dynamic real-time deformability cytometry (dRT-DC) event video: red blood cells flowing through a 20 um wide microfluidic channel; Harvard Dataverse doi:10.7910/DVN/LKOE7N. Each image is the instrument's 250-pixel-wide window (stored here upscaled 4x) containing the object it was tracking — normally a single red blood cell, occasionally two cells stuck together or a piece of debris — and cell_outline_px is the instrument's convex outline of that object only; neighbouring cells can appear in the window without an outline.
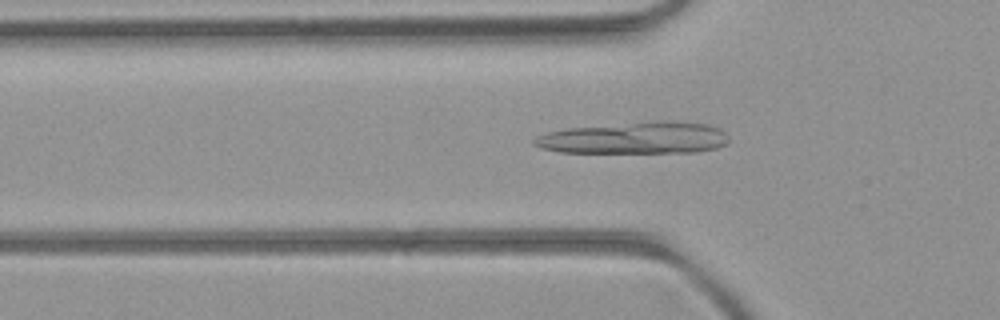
{"species": "common noctule bat (a hibernating species)", "species_latin": "Nyctalus noctula", "temperature_condition": "room temperature", "stored_images_in_passage": 50, "camera_frame_rate_fps": 3000, "um_per_image_px": 0.085, "animal": {"sex": "female", "body_mass_g": 21.9}, "frame": {"image": 1, "passage_image": 16, "time_ms": 5.0, "image_size_px": [1000, 320], "cell_outline_px": [[728, 144], [716, 148], [696, 152], [560, 152], [540, 148], [532, 144], [532, 140], [536, 136], [548, 132], [568, 128], [668, 120], [708, 124], [720, 128], [728, 136]], "centroid_in_image_um": [53.98, 11.73], "position_along_channel_um": 71.8, "area_um2": 36.01}}
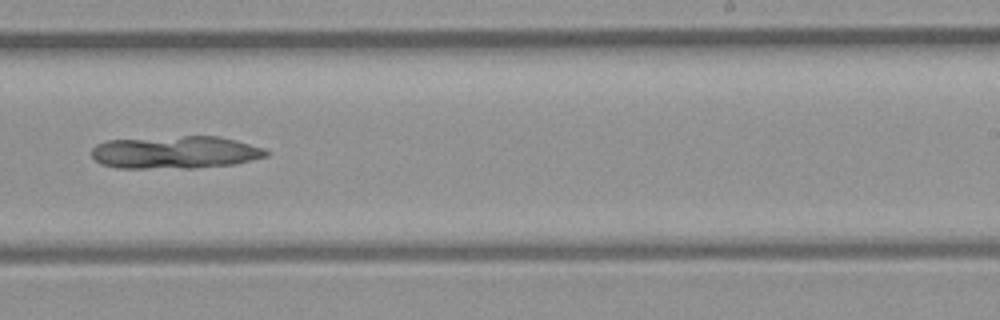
{"frame": {"image": 2, "passage_image": 31, "time_ms": 10.0, "image_size_px": [1000, 320], "cell_outline_px": [[272, 152], [268, 156], [236, 164], [196, 168], [116, 168], [100, 164], [92, 156], [92, 148], [96, 144], [104, 140], [184, 136], [220, 136], [236, 140], [264, 148]], "centroid_in_image_um": [14.92, 12.95], "position_along_channel_um": 274.1, "area_um2": 33.64}}
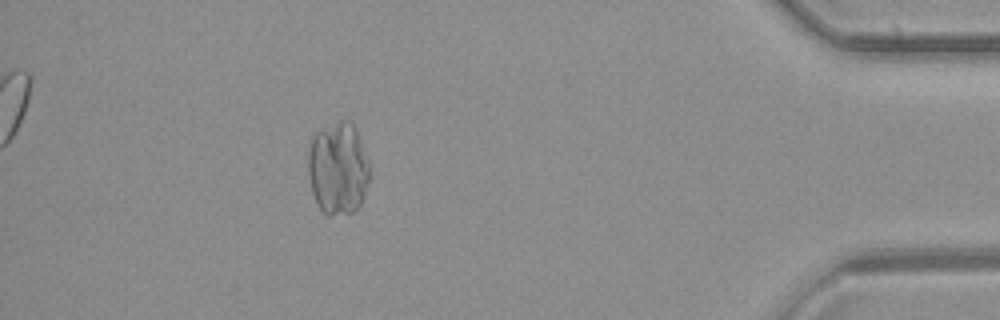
{"frame": {"image": 3, "passage_image": 45, "time_ms": 14.667, "image_size_px": [1000, 320], "cell_outline_px": [[368, 180], [360, 204], [352, 212], [328, 216], [320, 208], [312, 192], [308, 176], [308, 152], [312, 136], [316, 132], [340, 120], [348, 120], [352, 124], [356, 132], [368, 164]], "centroid_in_image_um": [28.68, 14.33], "position_along_channel_um": 406.5, "area_um2": 32.48}}